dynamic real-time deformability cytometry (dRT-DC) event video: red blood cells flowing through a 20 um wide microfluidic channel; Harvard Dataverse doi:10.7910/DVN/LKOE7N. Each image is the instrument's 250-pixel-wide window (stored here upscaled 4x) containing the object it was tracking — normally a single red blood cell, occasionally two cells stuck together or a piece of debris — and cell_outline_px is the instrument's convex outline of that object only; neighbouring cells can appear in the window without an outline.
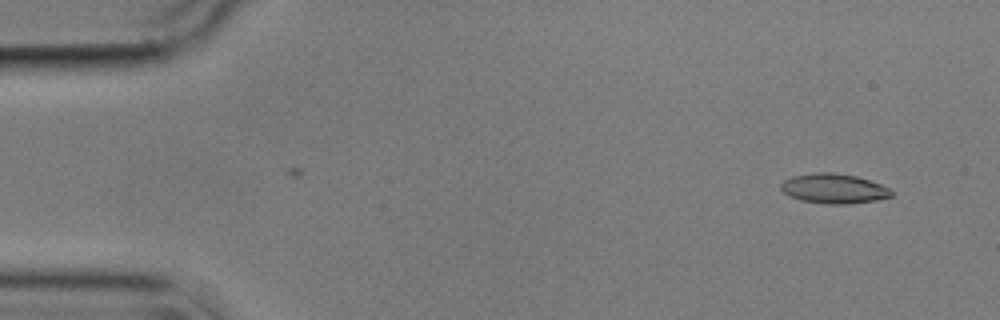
{"species": "common noctule bat (a hibernating species)", "species_latin": "Nyctalus noctula", "temperature_condition": "cold", "stored_images_in_passage": 54, "camera_frame_rate_fps": 3000, "um_per_image_px": 0.085, "animal": {"sex": "male", "body_mass_g": 17.9}, "frame": {"image": 1, "passage_image": 3, "time_ms": 0.667, "image_size_px": [1000, 320], "cell_outline_px": [[892, 196], [876, 200], [844, 204], [828, 204], [800, 200], [788, 196], [780, 188], [780, 184], [784, 180], [792, 176], [816, 172], [832, 172], [856, 176], [880, 184], [888, 188], [892, 192]], "centroid_in_image_um": [70.83, 16.02], "position_along_channel_um": 14.2, "area_um2": 19.07}}
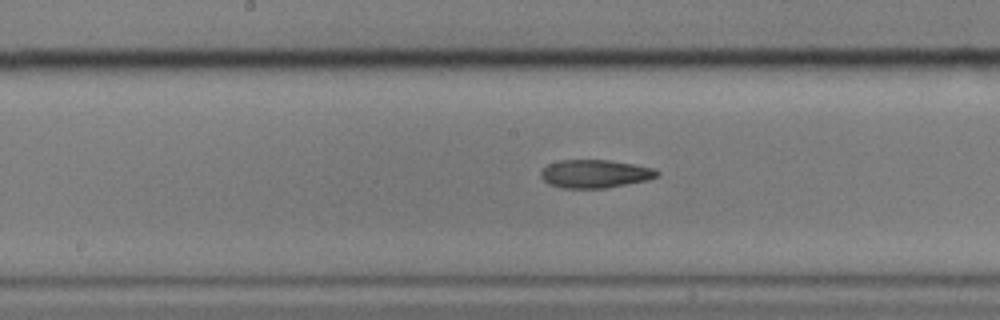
{"frame": {"image": 2, "passage_image": 27, "time_ms": 8.667, "image_size_px": [1000, 320], "cell_outline_px": [[660, 176], [648, 180], [608, 188], [560, 188], [548, 184], [540, 176], [540, 172], [548, 164], [560, 160], [608, 160], [656, 168], [660, 172]], "centroid_in_image_um": [50.6, 14.78], "position_along_channel_um": 197.6, "area_um2": 19.31}}
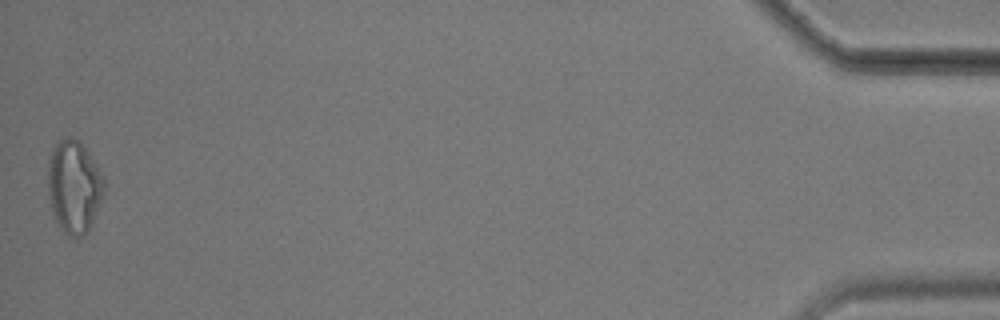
{"frame": {"image": 3, "passage_image": 54, "time_ms": 17.667, "image_size_px": [1000, 320], "cell_outline_px": [[104, 196], [92, 224], [88, 232], [84, 236], [76, 240], [68, 236], [56, 224], [48, 192], [48, 164], [52, 152], [56, 144], [60, 140], [68, 136], [80, 140], [104, 176]], "centroid_in_image_um": [6.32, 15.92], "position_along_channel_um": 428.9, "area_um2": 30.75}, "authors_computed_cell_mechanics": {"area_um2": 19.3341, "velocity_mm_per_s": 3.5946, "shape_relaxation_time_tau1_ms": null, "shape_relaxation_time_tau2_ms": 5.6236, "deformation_change_tau1": null, "deformation_change_tau2": 0.1583}}